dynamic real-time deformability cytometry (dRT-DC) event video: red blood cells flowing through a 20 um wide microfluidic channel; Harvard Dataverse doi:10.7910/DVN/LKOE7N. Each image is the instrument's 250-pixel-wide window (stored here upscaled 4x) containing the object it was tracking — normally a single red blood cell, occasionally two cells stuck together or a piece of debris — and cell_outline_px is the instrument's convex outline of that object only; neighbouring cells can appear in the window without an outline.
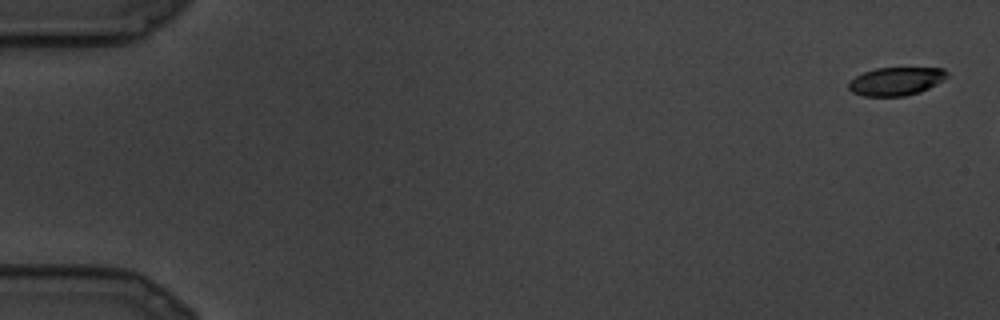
{"species": "common noctule bat (a hibernating species)", "species_latin": "Nyctalus noctula", "temperature_condition": "cold", "stored_images_in_passage": 3, "camera_frame_rate_fps": 3000, "um_per_image_px": 0.085, "animal": {"sex": "male", "body_mass_g": 19.5, "forearm_length_mm": 54.6}, "frame": {"image": 1, "passage_image": 1, "time_ms": 0.0, "image_size_px": [1000, 320], "cell_outline_px": [[948, 76], [944, 80], [920, 92], [904, 96], [864, 96], [852, 92], [848, 88], [848, 80], [864, 72], [876, 68], [944, 68], [948, 72]], "centroid_in_image_um": [76.15, 6.91], "position_along_channel_um": 8.8, "area_um2": 16.24}}